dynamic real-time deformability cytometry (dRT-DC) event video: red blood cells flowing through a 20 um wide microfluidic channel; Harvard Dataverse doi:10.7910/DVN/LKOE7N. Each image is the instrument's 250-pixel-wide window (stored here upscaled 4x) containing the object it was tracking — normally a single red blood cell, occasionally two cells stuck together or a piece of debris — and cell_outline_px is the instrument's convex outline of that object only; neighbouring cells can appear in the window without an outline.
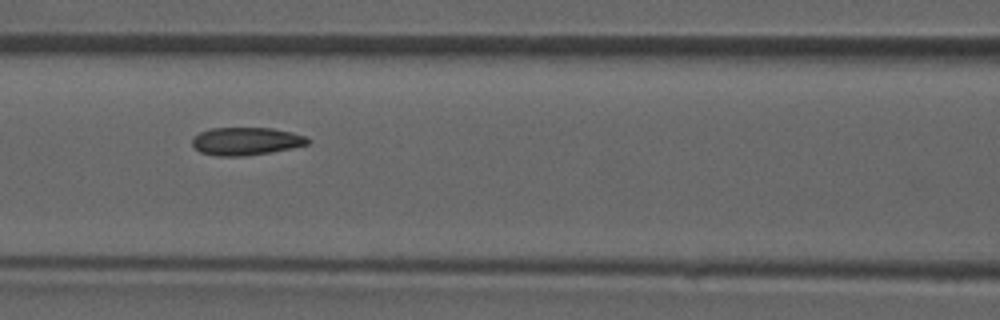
{"species": "common noctule bat (a hibernating species)", "species_latin": "Nyctalus noctula", "temperature_condition": "room temperature", "stored_images_in_passage": 48, "camera_frame_rate_fps": 3000, "um_per_image_px": 0.085, "animal": {"sex": "male", "forearm_length_mm": 52.5}, "frame": {"image": 1, "passage_image": 21, "time_ms": 6.667, "image_size_px": [1000, 320], "cell_outline_px": [[312, 140], [308, 144], [292, 148], [244, 156], [216, 156], [200, 152], [192, 144], [192, 140], [200, 132], [212, 128], [272, 128], [292, 132], [308, 136]], "centroid_in_image_um": [20.96, 12.0], "position_along_channel_um": 145.6, "area_um2": 18.73}}